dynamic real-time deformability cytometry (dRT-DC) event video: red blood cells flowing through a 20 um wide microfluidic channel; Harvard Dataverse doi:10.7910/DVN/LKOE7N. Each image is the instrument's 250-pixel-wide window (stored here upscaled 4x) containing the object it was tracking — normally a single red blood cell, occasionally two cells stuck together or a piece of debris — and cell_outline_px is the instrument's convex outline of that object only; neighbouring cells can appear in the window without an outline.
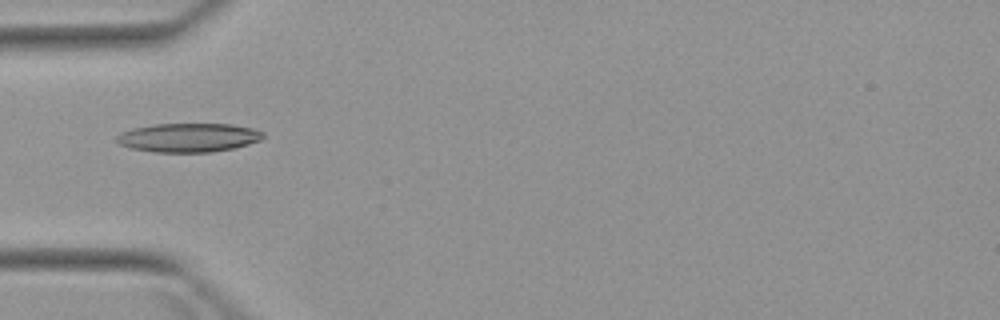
{"species": "Egyptian fruit bat (a non-hibernating species)", "species_latin": "Rousettus aegyptiacus", "temperature_condition": "warm", "stored_images_in_passage": 1, "camera_frame_rate_fps": 3000, "um_per_image_px": 0.085, "animal": {"sex": "female"}, "frame": {"image": 1, "passage_image": 1, "time_ms": 0.0, "image_size_px": [1000, 320], "cell_outline_px": [[264, 136], [260, 140], [248, 144], [232, 148], [212, 152], [152, 152], [132, 148], [120, 144], [116, 140], [116, 136], [120, 132], [132, 128], [152, 124], [232, 124], [252, 128], [264, 132]], "centroid_in_image_um": [16.0, 11.69], "position_along_channel_um": 69.0, "area_um2": 24.68}}